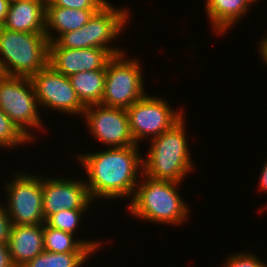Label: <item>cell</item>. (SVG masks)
Masks as SVG:
<instances>
[{
  "instance_id": "obj_11",
  "label": "cell",
  "mask_w": 267,
  "mask_h": 267,
  "mask_svg": "<svg viewBox=\"0 0 267 267\" xmlns=\"http://www.w3.org/2000/svg\"><path fill=\"white\" fill-rule=\"evenodd\" d=\"M82 118L92 137L107 148L137 145L130 131L126 109L89 105L85 107Z\"/></svg>"
},
{
  "instance_id": "obj_2",
  "label": "cell",
  "mask_w": 267,
  "mask_h": 267,
  "mask_svg": "<svg viewBox=\"0 0 267 267\" xmlns=\"http://www.w3.org/2000/svg\"><path fill=\"white\" fill-rule=\"evenodd\" d=\"M140 177L142 181L137 184L127 207L134 218L172 226L181 225L189 218L190 206L178 193L182 183L157 179L143 171Z\"/></svg>"
},
{
  "instance_id": "obj_1",
  "label": "cell",
  "mask_w": 267,
  "mask_h": 267,
  "mask_svg": "<svg viewBox=\"0 0 267 267\" xmlns=\"http://www.w3.org/2000/svg\"><path fill=\"white\" fill-rule=\"evenodd\" d=\"M139 149V145L110 147L75 155L87 173L85 183L93 201L133 197L143 171Z\"/></svg>"
},
{
  "instance_id": "obj_10",
  "label": "cell",
  "mask_w": 267,
  "mask_h": 267,
  "mask_svg": "<svg viewBox=\"0 0 267 267\" xmlns=\"http://www.w3.org/2000/svg\"><path fill=\"white\" fill-rule=\"evenodd\" d=\"M31 81L39 107L82 117L85 106L77 97L69 77L56 72L48 65L33 75Z\"/></svg>"
},
{
  "instance_id": "obj_30",
  "label": "cell",
  "mask_w": 267,
  "mask_h": 267,
  "mask_svg": "<svg viewBox=\"0 0 267 267\" xmlns=\"http://www.w3.org/2000/svg\"><path fill=\"white\" fill-rule=\"evenodd\" d=\"M11 1H13V0H11ZM33 1H45L47 3L49 0H33Z\"/></svg>"
},
{
  "instance_id": "obj_13",
  "label": "cell",
  "mask_w": 267,
  "mask_h": 267,
  "mask_svg": "<svg viewBox=\"0 0 267 267\" xmlns=\"http://www.w3.org/2000/svg\"><path fill=\"white\" fill-rule=\"evenodd\" d=\"M113 55L102 48L69 49L56 41L49 44V65L67 77L79 72L106 69Z\"/></svg>"
},
{
  "instance_id": "obj_14",
  "label": "cell",
  "mask_w": 267,
  "mask_h": 267,
  "mask_svg": "<svg viewBox=\"0 0 267 267\" xmlns=\"http://www.w3.org/2000/svg\"><path fill=\"white\" fill-rule=\"evenodd\" d=\"M46 2L33 0L10 1L3 28L7 30L45 34Z\"/></svg>"
},
{
  "instance_id": "obj_27",
  "label": "cell",
  "mask_w": 267,
  "mask_h": 267,
  "mask_svg": "<svg viewBox=\"0 0 267 267\" xmlns=\"http://www.w3.org/2000/svg\"><path fill=\"white\" fill-rule=\"evenodd\" d=\"M265 164L263 165L262 169H261V173H260V178H259V185H258V189L260 191L263 190V192H266L267 193V159H266V162H264ZM265 208H267V205H265V207H261L260 209L262 213V211L265 210ZM264 209V210H263Z\"/></svg>"
},
{
  "instance_id": "obj_9",
  "label": "cell",
  "mask_w": 267,
  "mask_h": 267,
  "mask_svg": "<svg viewBox=\"0 0 267 267\" xmlns=\"http://www.w3.org/2000/svg\"><path fill=\"white\" fill-rule=\"evenodd\" d=\"M130 131L137 145L170 129L183 116L184 110H173L164 98L145 95L126 109Z\"/></svg>"
},
{
  "instance_id": "obj_15",
  "label": "cell",
  "mask_w": 267,
  "mask_h": 267,
  "mask_svg": "<svg viewBox=\"0 0 267 267\" xmlns=\"http://www.w3.org/2000/svg\"><path fill=\"white\" fill-rule=\"evenodd\" d=\"M14 267H23L44 251L43 224L13 225L8 241Z\"/></svg>"
},
{
  "instance_id": "obj_7",
  "label": "cell",
  "mask_w": 267,
  "mask_h": 267,
  "mask_svg": "<svg viewBox=\"0 0 267 267\" xmlns=\"http://www.w3.org/2000/svg\"><path fill=\"white\" fill-rule=\"evenodd\" d=\"M126 55L125 52L114 55L107 63L101 105L127 109L147 94L142 64L137 57L131 59Z\"/></svg>"
},
{
  "instance_id": "obj_8",
  "label": "cell",
  "mask_w": 267,
  "mask_h": 267,
  "mask_svg": "<svg viewBox=\"0 0 267 267\" xmlns=\"http://www.w3.org/2000/svg\"><path fill=\"white\" fill-rule=\"evenodd\" d=\"M10 182L5 183V209L13 225L44 224L43 191L41 176L15 172ZM8 198V199H7Z\"/></svg>"
},
{
  "instance_id": "obj_29",
  "label": "cell",
  "mask_w": 267,
  "mask_h": 267,
  "mask_svg": "<svg viewBox=\"0 0 267 267\" xmlns=\"http://www.w3.org/2000/svg\"><path fill=\"white\" fill-rule=\"evenodd\" d=\"M259 55L260 59L262 58L263 62L267 65V35L261 41H259Z\"/></svg>"
},
{
  "instance_id": "obj_4",
  "label": "cell",
  "mask_w": 267,
  "mask_h": 267,
  "mask_svg": "<svg viewBox=\"0 0 267 267\" xmlns=\"http://www.w3.org/2000/svg\"><path fill=\"white\" fill-rule=\"evenodd\" d=\"M49 44L45 34L0 27V74L31 78L49 65Z\"/></svg>"
},
{
  "instance_id": "obj_17",
  "label": "cell",
  "mask_w": 267,
  "mask_h": 267,
  "mask_svg": "<svg viewBox=\"0 0 267 267\" xmlns=\"http://www.w3.org/2000/svg\"><path fill=\"white\" fill-rule=\"evenodd\" d=\"M97 11L46 6L45 35L48 41L54 42L62 34L81 28ZM53 30L58 36L53 34Z\"/></svg>"
},
{
  "instance_id": "obj_20",
  "label": "cell",
  "mask_w": 267,
  "mask_h": 267,
  "mask_svg": "<svg viewBox=\"0 0 267 267\" xmlns=\"http://www.w3.org/2000/svg\"><path fill=\"white\" fill-rule=\"evenodd\" d=\"M92 254L94 253H54L44 250L23 267H82Z\"/></svg>"
},
{
  "instance_id": "obj_5",
  "label": "cell",
  "mask_w": 267,
  "mask_h": 267,
  "mask_svg": "<svg viewBox=\"0 0 267 267\" xmlns=\"http://www.w3.org/2000/svg\"><path fill=\"white\" fill-rule=\"evenodd\" d=\"M129 12L128 7L116 8L107 2L84 26L62 34L56 42L63 48H102L107 49L113 56L122 54L126 51L121 47L119 50L117 45L113 47L110 43H114L113 40L124 33L123 30L130 19Z\"/></svg>"
},
{
  "instance_id": "obj_25",
  "label": "cell",
  "mask_w": 267,
  "mask_h": 267,
  "mask_svg": "<svg viewBox=\"0 0 267 267\" xmlns=\"http://www.w3.org/2000/svg\"><path fill=\"white\" fill-rule=\"evenodd\" d=\"M12 227L13 223L10 220L7 210L4 204L2 205L0 203V244L8 245Z\"/></svg>"
},
{
  "instance_id": "obj_28",
  "label": "cell",
  "mask_w": 267,
  "mask_h": 267,
  "mask_svg": "<svg viewBox=\"0 0 267 267\" xmlns=\"http://www.w3.org/2000/svg\"><path fill=\"white\" fill-rule=\"evenodd\" d=\"M10 1L11 0H0V27H2L6 21Z\"/></svg>"
},
{
  "instance_id": "obj_24",
  "label": "cell",
  "mask_w": 267,
  "mask_h": 267,
  "mask_svg": "<svg viewBox=\"0 0 267 267\" xmlns=\"http://www.w3.org/2000/svg\"><path fill=\"white\" fill-rule=\"evenodd\" d=\"M108 0H49L46 6H58L70 9L99 10Z\"/></svg>"
},
{
  "instance_id": "obj_22",
  "label": "cell",
  "mask_w": 267,
  "mask_h": 267,
  "mask_svg": "<svg viewBox=\"0 0 267 267\" xmlns=\"http://www.w3.org/2000/svg\"><path fill=\"white\" fill-rule=\"evenodd\" d=\"M88 209H63L62 211L52 214L45 223L61 231L69 232L75 235L83 215ZM85 212V213H84Z\"/></svg>"
},
{
  "instance_id": "obj_12",
  "label": "cell",
  "mask_w": 267,
  "mask_h": 267,
  "mask_svg": "<svg viewBox=\"0 0 267 267\" xmlns=\"http://www.w3.org/2000/svg\"><path fill=\"white\" fill-rule=\"evenodd\" d=\"M41 176L45 221L63 209H89L92 200L85 180Z\"/></svg>"
},
{
  "instance_id": "obj_26",
  "label": "cell",
  "mask_w": 267,
  "mask_h": 267,
  "mask_svg": "<svg viewBox=\"0 0 267 267\" xmlns=\"http://www.w3.org/2000/svg\"><path fill=\"white\" fill-rule=\"evenodd\" d=\"M0 267H14L10 258L8 245L0 244Z\"/></svg>"
},
{
  "instance_id": "obj_19",
  "label": "cell",
  "mask_w": 267,
  "mask_h": 267,
  "mask_svg": "<svg viewBox=\"0 0 267 267\" xmlns=\"http://www.w3.org/2000/svg\"><path fill=\"white\" fill-rule=\"evenodd\" d=\"M106 69L79 72L69 76L72 87L81 103L86 107L100 104L104 95Z\"/></svg>"
},
{
  "instance_id": "obj_3",
  "label": "cell",
  "mask_w": 267,
  "mask_h": 267,
  "mask_svg": "<svg viewBox=\"0 0 267 267\" xmlns=\"http://www.w3.org/2000/svg\"><path fill=\"white\" fill-rule=\"evenodd\" d=\"M185 115L170 129L149 140V152L142 158L143 172L157 179L182 183L194 170L186 136Z\"/></svg>"
},
{
  "instance_id": "obj_6",
  "label": "cell",
  "mask_w": 267,
  "mask_h": 267,
  "mask_svg": "<svg viewBox=\"0 0 267 267\" xmlns=\"http://www.w3.org/2000/svg\"><path fill=\"white\" fill-rule=\"evenodd\" d=\"M38 108L31 78L0 74V109L34 142L35 128L46 132Z\"/></svg>"
},
{
  "instance_id": "obj_18",
  "label": "cell",
  "mask_w": 267,
  "mask_h": 267,
  "mask_svg": "<svg viewBox=\"0 0 267 267\" xmlns=\"http://www.w3.org/2000/svg\"><path fill=\"white\" fill-rule=\"evenodd\" d=\"M74 234L54 229L43 224L44 250L54 253H95L104 242L95 240L75 239Z\"/></svg>"
},
{
  "instance_id": "obj_21",
  "label": "cell",
  "mask_w": 267,
  "mask_h": 267,
  "mask_svg": "<svg viewBox=\"0 0 267 267\" xmlns=\"http://www.w3.org/2000/svg\"><path fill=\"white\" fill-rule=\"evenodd\" d=\"M29 142L33 141L0 109V148L14 149Z\"/></svg>"
},
{
  "instance_id": "obj_23",
  "label": "cell",
  "mask_w": 267,
  "mask_h": 267,
  "mask_svg": "<svg viewBox=\"0 0 267 267\" xmlns=\"http://www.w3.org/2000/svg\"><path fill=\"white\" fill-rule=\"evenodd\" d=\"M252 252L231 253L225 260L223 267H267V264L262 262V259Z\"/></svg>"
},
{
  "instance_id": "obj_16",
  "label": "cell",
  "mask_w": 267,
  "mask_h": 267,
  "mask_svg": "<svg viewBox=\"0 0 267 267\" xmlns=\"http://www.w3.org/2000/svg\"><path fill=\"white\" fill-rule=\"evenodd\" d=\"M257 0H206L205 10L209 24L216 34H225L246 14Z\"/></svg>"
}]
</instances>
